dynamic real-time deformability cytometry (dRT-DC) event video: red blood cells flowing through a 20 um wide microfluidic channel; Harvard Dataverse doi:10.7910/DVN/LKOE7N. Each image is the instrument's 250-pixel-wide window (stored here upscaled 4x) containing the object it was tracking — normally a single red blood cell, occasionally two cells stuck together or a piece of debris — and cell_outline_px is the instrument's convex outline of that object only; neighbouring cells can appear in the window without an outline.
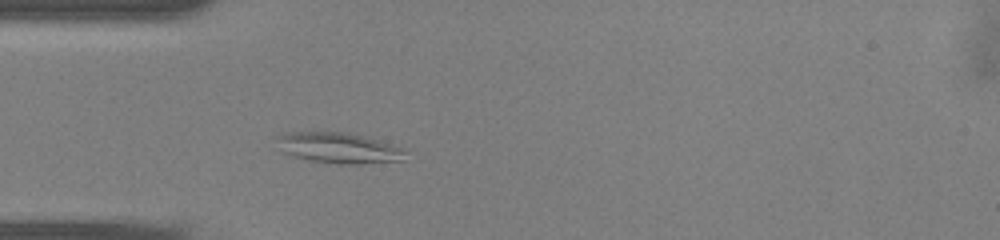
{"species": "common noctule bat (a hibernating species)", "species_latin": "Nyctalus noctula", "temperature_condition": "warm", "stored_images_in_passage": 16, "camera_frame_rate_fps": 3000, "um_per_image_px": 0.085, "animal": {"sex": "male", "body_mass_g": 13.0, "forearm_length_mm": 53.1}, "frame": {"image": 1, "passage_image": 10, "time_ms": 3.0, "image_size_px": [1000, 240], "cell_outline_px": [[408, 152], [404, 160], [364, 164], [336, 164], [308, 160], [292, 156], [280, 152], [272, 136], [280, 132], [348, 132], [380, 140], [404, 148]], "centroid_in_image_um": [28.72, 12.57], "position_along_channel_um": 56.3, "area_um2": 23.87}}
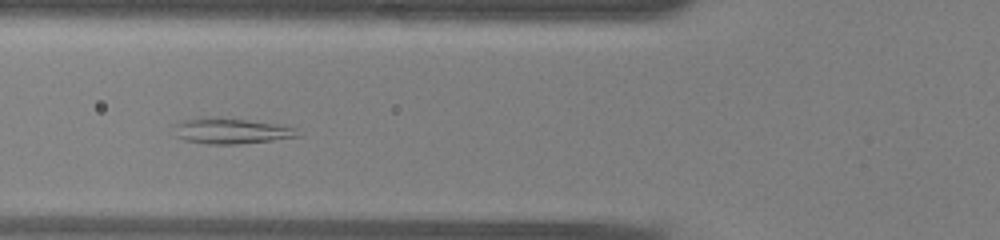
{"frame": {"image": 2, "passage_image": 14, "time_ms": 4.333, "image_size_px": [1000, 240], "cell_outline_px": [[304, 136], [232, 148], [216, 148], [184, 140], [172, 136], [168, 124], [176, 120], [196, 116], [220, 116], [280, 124], [296, 128]], "centroid_in_image_um": [19.52, 11.18], "position_along_channel_um": 106.3, "area_um2": 21.56}}